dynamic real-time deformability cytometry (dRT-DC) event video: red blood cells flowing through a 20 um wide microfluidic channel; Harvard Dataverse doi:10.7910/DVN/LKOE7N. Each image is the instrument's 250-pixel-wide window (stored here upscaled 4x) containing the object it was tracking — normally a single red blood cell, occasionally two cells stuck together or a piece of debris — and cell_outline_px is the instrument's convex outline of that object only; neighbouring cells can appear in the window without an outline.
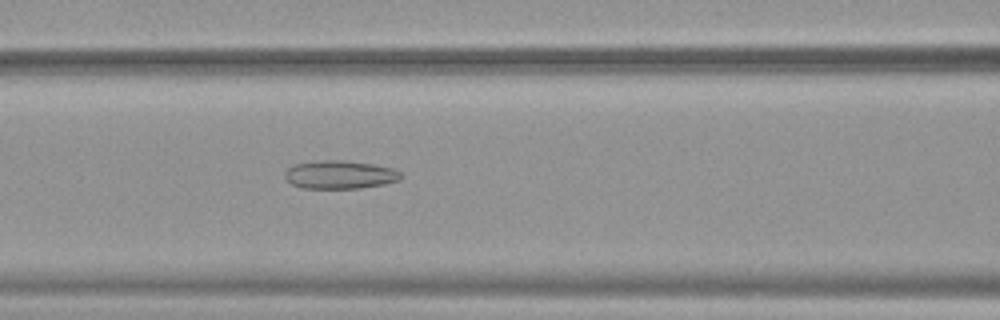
{"species": "common noctule bat (a hibernating species)", "species_latin": "Nyctalus noctula", "temperature_condition": "warm", "stored_images_in_passage": 52, "camera_frame_rate_fps": 3000, "um_per_image_px": 0.085, "animal": {"sex": "female", "body_mass_g": 19.9}, "frame": {"image": 1, "passage_image": 23, "time_ms": 7.333, "image_size_px": [1000, 320], "cell_outline_px": [[404, 176], [400, 180], [384, 184], [360, 188], [300, 188], [292, 184], [284, 176], [284, 172], [292, 164], [320, 160], [344, 160], [372, 164], [392, 168], [400, 172]], "centroid_in_image_um": [28.88, 14.84], "position_along_channel_um": 137.7, "area_um2": 19.25}}
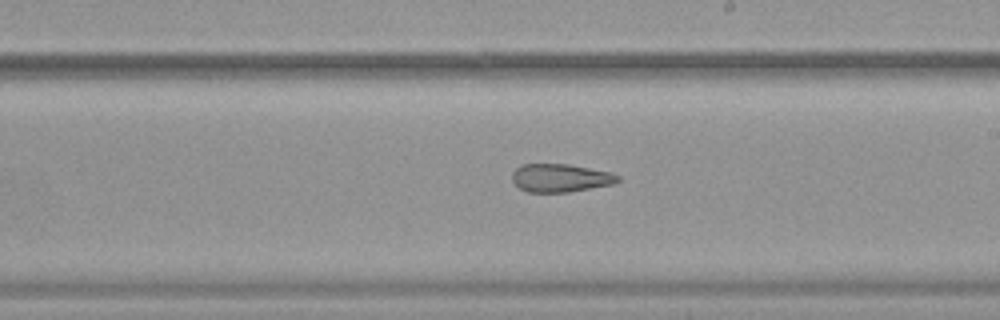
{"frame": {"image": 2, "passage_image": 31, "time_ms": 10.0, "image_size_px": [1000, 320], "cell_outline_px": [[620, 180], [616, 184], [568, 192], [528, 192], [520, 188], [512, 180], [512, 172], [520, 164], [568, 164], [608, 172], [620, 176]], "centroid_in_image_um": [47.63, 15.13], "position_along_channel_um": 241.4, "area_um2": 17.34}}
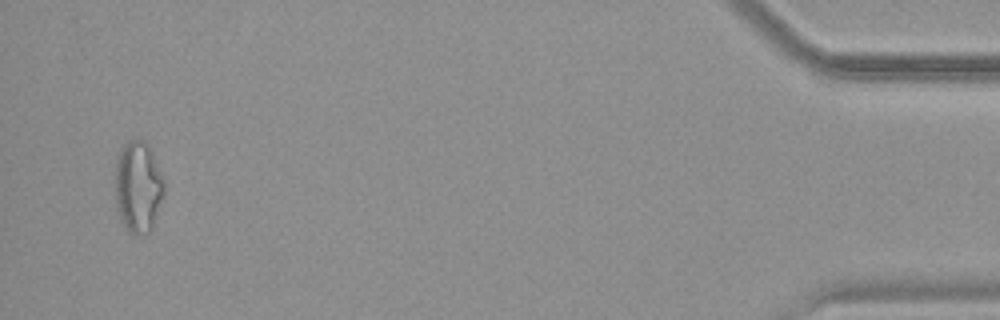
{"frame": {"image": 3, "passage_image": 51, "time_ms": 16.667, "image_size_px": [1000, 320], "cell_outline_px": [[168, 184], [164, 196], [152, 228], [148, 232], [136, 236], [128, 232], [120, 220], [116, 208], [112, 184], [112, 172], [116, 156], [120, 148], [128, 140], [144, 140], [148, 144], [168, 180]], "centroid_in_image_um": [11.72, 15.85], "position_along_channel_um": 423.5, "area_um2": 28.09}, "authors_computed_cell_mechanics": {"area_um2": 22.3686, "velocity_mm_per_s": 3.9041, "shape_relaxation_time_tau1_ms": null, "shape_relaxation_time_tau2_ms": 4.6438, "deformation_change_tau1": null, "deformation_change_tau2": 0.1528}}